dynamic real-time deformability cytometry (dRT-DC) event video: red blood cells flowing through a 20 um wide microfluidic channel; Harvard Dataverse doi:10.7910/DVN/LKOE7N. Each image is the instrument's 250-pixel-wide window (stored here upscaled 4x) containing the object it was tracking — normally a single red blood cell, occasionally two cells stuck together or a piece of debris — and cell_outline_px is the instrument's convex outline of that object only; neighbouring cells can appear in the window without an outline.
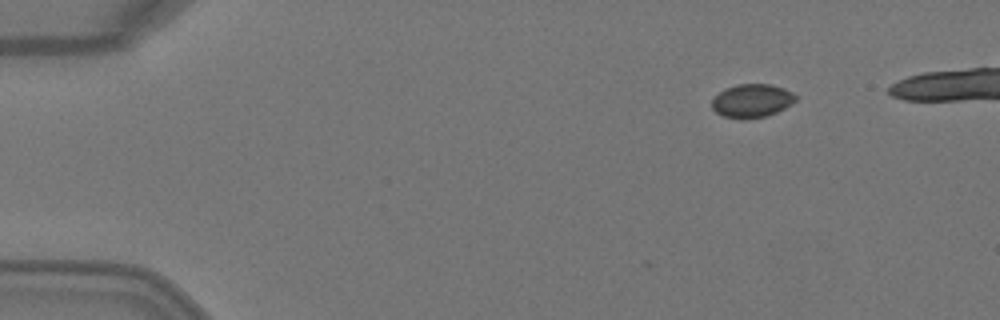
{"species": "Egyptian fruit bat (a non-hibernating species)", "species_latin": "Rousettus aegyptiacus", "temperature_condition": "warm", "stored_images_in_passage": 2, "camera_frame_rate_fps": 3000, "um_per_image_px": 0.085, "animal": {"sex": "female"}, "frame": {"image": 1, "passage_image": 2, "time_ms": 0.333, "image_size_px": [1000, 320], "cell_outline_px": [[796, 100], [792, 104], [768, 116], [744, 120], [740, 120], [724, 116], [716, 112], [712, 108], [712, 100], [724, 88], [736, 84], [772, 84], [784, 88], [792, 92], [796, 96]], "centroid_in_image_um": [63.91, 8.57], "position_along_channel_um": 21.1, "area_um2": 16.53}}